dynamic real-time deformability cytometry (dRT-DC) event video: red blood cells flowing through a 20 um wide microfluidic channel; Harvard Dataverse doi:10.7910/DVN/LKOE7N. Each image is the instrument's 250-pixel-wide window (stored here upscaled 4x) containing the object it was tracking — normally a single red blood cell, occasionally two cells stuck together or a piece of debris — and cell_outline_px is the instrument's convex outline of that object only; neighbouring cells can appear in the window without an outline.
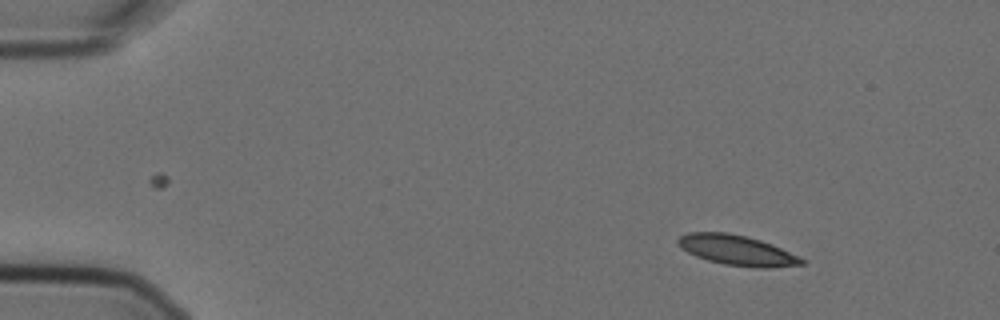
{"species": "Egyptian fruit bat (a non-hibernating species)", "species_latin": "Rousettus aegyptiacus", "temperature_condition": "cold", "stored_images_in_passage": 7, "camera_frame_rate_fps": 3000, "um_per_image_px": 0.085, "animal": {"sex": "female"}, "frame": {"image": 1, "passage_image": 1, "time_ms": 0.0, "image_size_px": [1000, 320], "cell_outline_px": [[808, 260], [804, 264], [768, 268], [764, 268], [724, 264], [708, 260], [696, 256], [680, 248], [676, 244], [676, 240], [680, 236], [688, 232], [728, 232], [748, 236], [772, 244]], "centroid_in_image_um": [62.64, 21.26], "position_along_channel_um": 22.4, "area_um2": 21.85}}
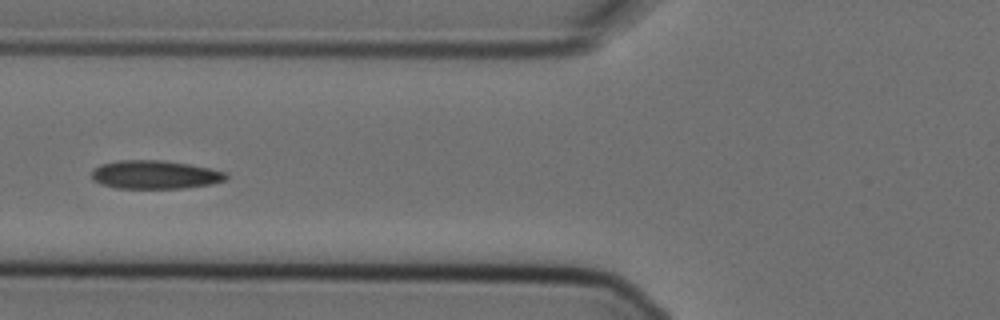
{"frame": {"image": 2, "passage_image": 5, "time_ms": 1.333, "image_size_px": [1000, 320], "cell_outline_px": [[228, 176], [224, 180], [212, 184], [184, 188], [116, 188], [100, 184], [92, 180], [92, 168], [100, 164], [120, 160], [160, 160], [188, 164], [228, 172]], "centroid_in_image_um": [13.14, 14.85], "position_along_channel_um": 112.7, "area_um2": 22.37}}
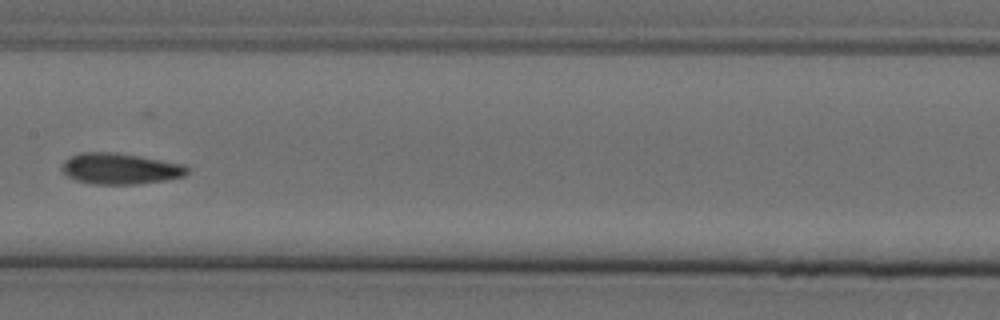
{"frame": {"image": 3, "passage_image": 7, "time_ms": 2.0, "image_size_px": [1000, 320], "cell_outline_px": [[188, 172], [184, 176], [164, 180], [140, 184], [92, 184], [76, 180], [68, 176], [60, 168], [64, 160], [80, 152], [116, 152], [184, 164], [188, 168]], "centroid_in_image_um": [10.2, 14.33], "position_along_channel_um": 197.2, "area_um2": 22.66}}